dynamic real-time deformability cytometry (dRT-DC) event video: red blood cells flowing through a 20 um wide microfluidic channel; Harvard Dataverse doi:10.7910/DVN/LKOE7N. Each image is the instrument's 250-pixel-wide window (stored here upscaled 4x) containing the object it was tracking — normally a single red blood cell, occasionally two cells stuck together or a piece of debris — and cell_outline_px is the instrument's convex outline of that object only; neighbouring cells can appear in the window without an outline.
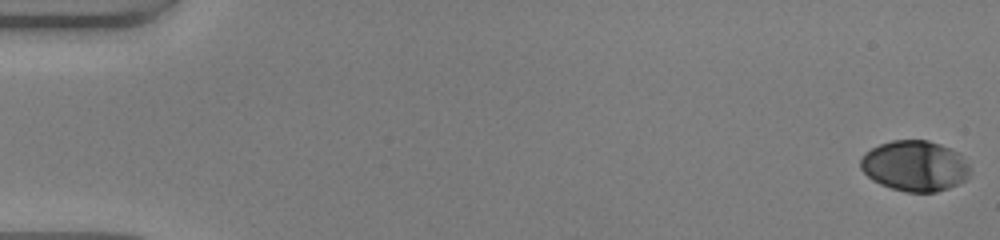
{"species": "human", "species_latin": "Homo sapiens", "temperature_condition": "warm", "stored_images_in_passage": 51, "camera_frame_rate_fps": 3000, "um_per_image_px": 0.085, "donor": {"sex": "male"}, "frame": {"image": 1, "passage_image": 1, "time_ms": 0.0, "image_size_px": [1000, 240], "cell_outline_px": [[972, 168], [968, 176], [964, 180], [948, 188], [936, 192], [904, 192], [880, 184], [872, 180], [860, 168], [860, 160], [864, 152], [880, 144], [892, 140], [928, 140], [940, 144], [956, 152]], "centroid_in_image_um": [77.73, 14.1], "position_along_channel_um": 7.3, "area_um2": 32.19}}
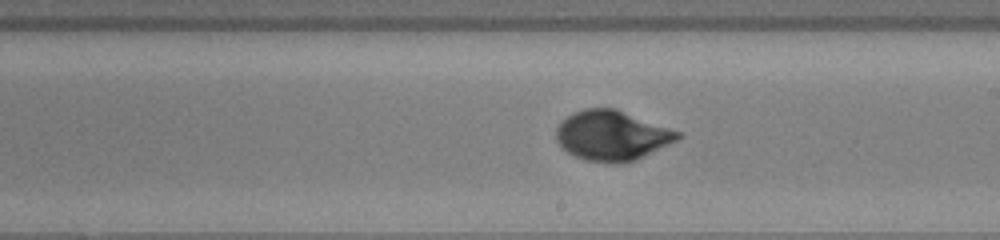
{"frame": {"image": 2, "passage_image": 30, "time_ms": 9.667, "image_size_px": [1000, 240], "cell_outline_px": [[684, 136], [636, 160], [588, 160], [576, 156], [560, 148], [556, 140], [556, 128], [568, 116], [584, 108], [616, 108], [684, 132]], "centroid_in_image_um": [52.05, 11.47], "position_along_channel_um": 236.9, "area_um2": 34.8}}
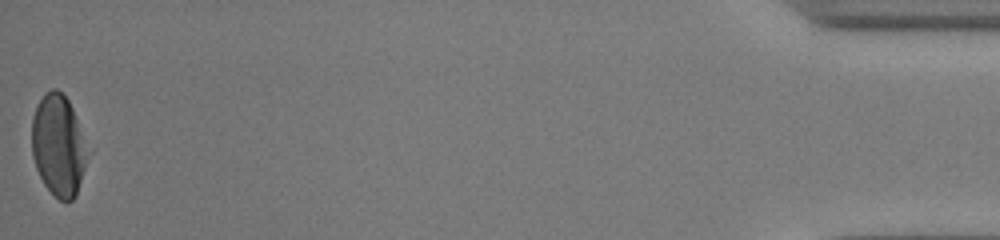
{"frame": {"image": 3, "passage_image": 51, "time_ms": 16.667, "image_size_px": [1000, 240], "cell_outline_px": [[92, 152], [76, 196], [68, 204], [60, 200], [44, 184], [36, 168], [32, 156], [32, 120], [36, 104], [44, 92], [52, 88], [56, 88], [68, 100], [72, 108]], "centroid_in_image_um": [5.02, 12.38], "position_along_channel_um": 430.2, "area_um2": 33.81}, "authors_computed_cell_mechanics": {"area_um2": 33.8708, "velocity_mm_per_s": 4.1281, "shape_relaxation_time_tau1_ms": 4.0785, "shape_relaxation_time_tau2_ms": null, "deformation_change_tau1": 0.2016, "deformation_change_tau2": null}}